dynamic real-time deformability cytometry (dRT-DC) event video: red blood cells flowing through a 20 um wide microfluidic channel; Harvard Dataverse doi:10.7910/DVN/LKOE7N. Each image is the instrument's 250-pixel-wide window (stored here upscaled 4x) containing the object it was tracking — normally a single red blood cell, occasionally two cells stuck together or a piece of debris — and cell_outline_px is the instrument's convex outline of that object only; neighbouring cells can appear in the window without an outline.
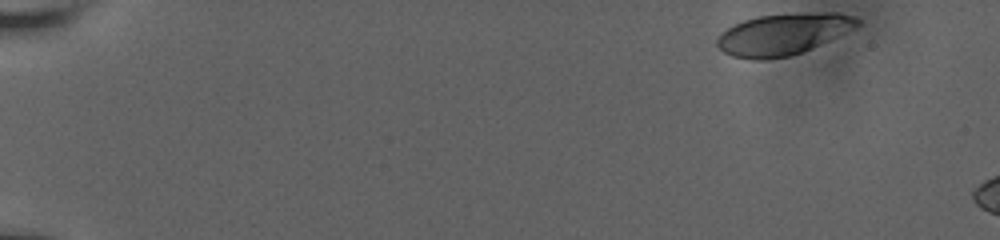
{"species": "human", "species_latin": "Homo sapiens", "temperature_condition": "room temperature", "stored_images_in_passage": 4, "camera_frame_rate_fps": 3000, "um_per_image_px": 0.085, "donor": {"sex": "male"}, "frame": {"image": 1, "passage_image": 1, "time_ms": 0.0, "image_size_px": [1000, 240], "cell_outline_px": [[860, 24], [828, 40], [800, 52], [788, 56], [768, 60], [752, 60], [732, 56], [724, 52], [716, 44], [716, 40], [720, 32], [744, 20], [760, 16], [828, 12], [836, 12], [852, 16], [860, 20]], "centroid_in_image_um": [66.5, 2.92], "position_along_channel_um": 18.5, "area_um2": 33.12}}